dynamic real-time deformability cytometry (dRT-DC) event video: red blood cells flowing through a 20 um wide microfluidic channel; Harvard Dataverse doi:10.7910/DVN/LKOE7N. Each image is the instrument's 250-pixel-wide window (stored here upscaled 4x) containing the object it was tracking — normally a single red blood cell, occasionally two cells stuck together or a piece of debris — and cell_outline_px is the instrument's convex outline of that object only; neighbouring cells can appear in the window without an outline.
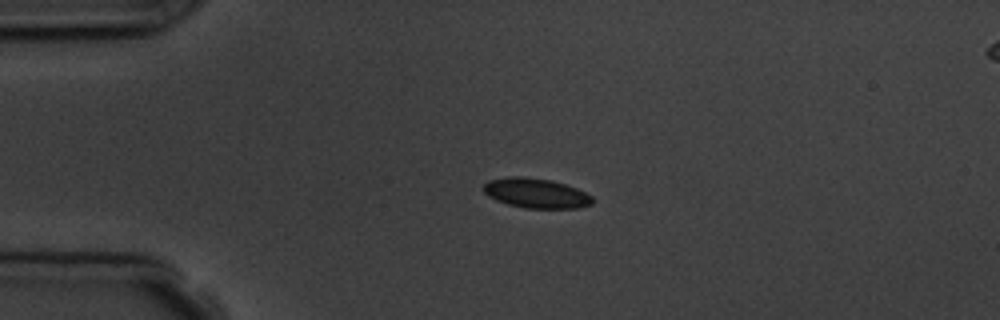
{"species": "common noctule bat (a hibernating species)", "species_latin": "Nyctalus noctula", "temperature_condition": "room temperature", "stored_images_in_passage": 5, "segment_of_instrument_passage": [1, 2], "camera_frame_rate_fps": 3000, "um_per_image_px": 0.085, "animal": {"sex": "male", "body_mass_g": 19.5, "forearm_length_mm": 54.6}, "frame": {"image": 1, "passage_image": 3, "time_ms": 2.333, "image_size_px": [1000, 320], "cell_outline_px": [[592, 204], [580, 208], [524, 208], [508, 204], [496, 200], [488, 196], [484, 192], [484, 184], [488, 180], [508, 176], [520, 176], [552, 180], [576, 188], [592, 196]], "centroid_in_image_um": [45.54, 16.42], "position_along_channel_um": 39.5, "area_um2": 18.9}}